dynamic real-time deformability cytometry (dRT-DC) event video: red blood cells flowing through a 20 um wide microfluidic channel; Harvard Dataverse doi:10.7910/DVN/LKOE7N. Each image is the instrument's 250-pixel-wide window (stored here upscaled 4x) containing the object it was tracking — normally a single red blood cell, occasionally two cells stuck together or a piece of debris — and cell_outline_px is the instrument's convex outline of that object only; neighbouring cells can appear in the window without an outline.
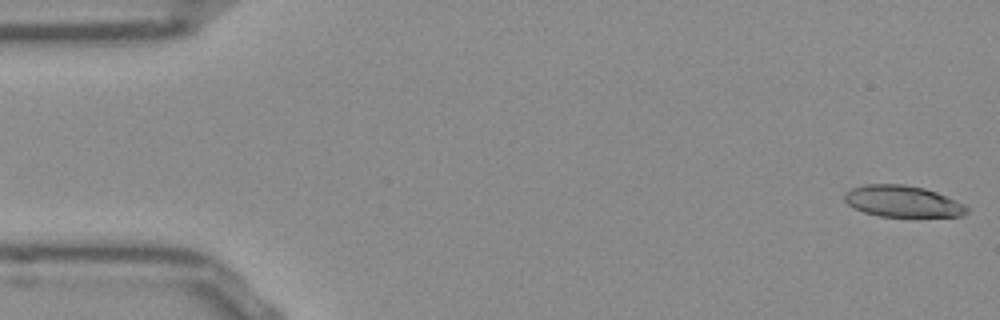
{"species": "Egyptian fruit bat (a non-hibernating species)", "species_latin": "Rousettus aegyptiacus", "temperature_condition": "room temperature", "stored_images_in_passage": 10, "camera_frame_rate_fps": 3000, "um_per_image_px": 0.085, "frame": {"image": 1, "passage_image": 1, "time_ms": 0.0, "image_size_px": [1000, 320], "cell_outline_px": [[968, 212], [960, 216], [880, 216], [864, 212], [848, 204], [844, 200], [844, 192], [852, 188], [864, 184], [904, 184], [924, 188], [936, 192], [964, 204], [968, 208]], "centroid_in_image_um": [76.7, 17.1], "position_along_channel_um": 8.3, "area_um2": 22.2}}